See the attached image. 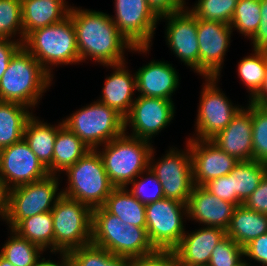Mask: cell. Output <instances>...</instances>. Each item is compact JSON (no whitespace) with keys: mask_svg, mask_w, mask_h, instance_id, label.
I'll use <instances>...</instances> for the list:
<instances>
[{"mask_svg":"<svg viewBox=\"0 0 267 266\" xmlns=\"http://www.w3.org/2000/svg\"><path fill=\"white\" fill-rule=\"evenodd\" d=\"M69 266H129V259L89 244L66 253Z\"/></svg>","mask_w":267,"mask_h":266,"instance_id":"obj_33","label":"cell"},{"mask_svg":"<svg viewBox=\"0 0 267 266\" xmlns=\"http://www.w3.org/2000/svg\"><path fill=\"white\" fill-rule=\"evenodd\" d=\"M115 15L111 16L120 33L134 47L152 46L159 18L146 0H114ZM158 22V23H157Z\"/></svg>","mask_w":267,"mask_h":266,"instance_id":"obj_13","label":"cell"},{"mask_svg":"<svg viewBox=\"0 0 267 266\" xmlns=\"http://www.w3.org/2000/svg\"><path fill=\"white\" fill-rule=\"evenodd\" d=\"M231 174H233L234 204L239 206L257 189L267 175V164L256 160L239 161Z\"/></svg>","mask_w":267,"mask_h":266,"instance_id":"obj_30","label":"cell"},{"mask_svg":"<svg viewBox=\"0 0 267 266\" xmlns=\"http://www.w3.org/2000/svg\"><path fill=\"white\" fill-rule=\"evenodd\" d=\"M219 79V77H205L206 83H203L195 122L197 137H191L193 139L210 140L224 130L242 108L240 105L233 106L225 93L220 91L217 87Z\"/></svg>","mask_w":267,"mask_h":266,"instance_id":"obj_11","label":"cell"},{"mask_svg":"<svg viewBox=\"0 0 267 266\" xmlns=\"http://www.w3.org/2000/svg\"><path fill=\"white\" fill-rule=\"evenodd\" d=\"M243 256L244 248L226 235L214 247L207 266H234Z\"/></svg>","mask_w":267,"mask_h":266,"instance_id":"obj_41","label":"cell"},{"mask_svg":"<svg viewBox=\"0 0 267 266\" xmlns=\"http://www.w3.org/2000/svg\"><path fill=\"white\" fill-rule=\"evenodd\" d=\"M59 177L49 174L45 178L14 187L7 191L6 223L13 229L21 220L40 213L51 212L62 196Z\"/></svg>","mask_w":267,"mask_h":266,"instance_id":"obj_8","label":"cell"},{"mask_svg":"<svg viewBox=\"0 0 267 266\" xmlns=\"http://www.w3.org/2000/svg\"><path fill=\"white\" fill-rule=\"evenodd\" d=\"M238 0H198L188 10L197 18L230 25Z\"/></svg>","mask_w":267,"mask_h":266,"instance_id":"obj_37","label":"cell"},{"mask_svg":"<svg viewBox=\"0 0 267 266\" xmlns=\"http://www.w3.org/2000/svg\"><path fill=\"white\" fill-rule=\"evenodd\" d=\"M178 264L174 250L156 249L150 254L129 259V266H177Z\"/></svg>","mask_w":267,"mask_h":266,"instance_id":"obj_42","label":"cell"},{"mask_svg":"<svg viewBox=\"0 0 267 266\" xmlns=\"http://www.w3.org/2000/svg\"><path fill=\"white\" fill-rule=\"evenodd\" d=\"M232 32L223 22L198 19L199 75L203 78L220 77Z\"/></svg>","mask_w":267,"mask_h":266,"instance_id":"obj_15","label":"cell"},{"mask_svg":"<svg viewBox=\"0 0 267 266\" xmlns=\"http://www.w3.org/2000/svg\"><path fill=\"white\" fill-rule=\"evenodd\" d=\"M103 207L126 224L146 228V205L134 197L127 187H115Z\"/></svg>","mask_w":267,"mask_h":266,"instance_id":"obj_27","label":"cell"},{"mask_svg":"<svg viewBox=\"0 0 267 266\" xmlns=\"http://www.w3.org/2000/svg\"><path fill=\"white\" fill-rule=\"evenodd\" d=\"M250 102L254 105L267 108V74L262 89Z\"/></svg>","mask_w":267,"mask_h":266,"instance_id":"obj_49","label":"cell"},{"mask_svg":"<svg viewBox=\"0 0 267 266\" xmlns=\"http://www.w3.org/2000/svg\"><path fill=\"white\" fill-rule=\"evenodd\" d=\"M125 223L103 206L92 209L91 244L120 257V242Z\"/></svg>","mask_w":267,"mask_h":266,"instance_id":"obj_25","label":"cell"},{"mask_svg":"<svg viewBox=\"0 0 267 266\" xmlns=\"http://www.w3.org/2000/svg\"><path fill=\"white\" fill-rule=\"evenodd\" d=\"M22 46L18 40L8 38H0V79L7 69L9 61L15 52Z\"/></svg>","mask_w":267,"mask_h":266,"instance_id":"obj_48","label":"cell"},{"mask_svg":"<svg viewBox=\"0 0 267 266\" xmlns=\"http://www.w3.org/2000/svg\"><path fill=\"white\" fill-rule=\"evenodd\" d=\"M69 16L75 28L81 62L90 58L102 66L120 64L126 62V49L144 54L151 48L134 47L120 33L111 16L104 12L72 6Z\"/></svg>","mask_w":267,"mask_h":266,"instance_id":"obj_1","label":"cell"},{"mask_svg":"<svg viewBox=\"0 0 267 266\" xmlns=\"http://www.w3.org/2000/svg\"><path fill=\"white\" fill-rule=\"evenodd\" d=\"M67 187L62 195L88 205L91 209L103 206L115 188L105 171L98 150L91 149L76 163L67 168Z\"/></svg>","mask_w":267,"mask_h":266,"instance_id":"obj_5","label":"cell"},{"mask_svg":"<svg viewBox=\"0 0 267 266\" xmlns=\"http://www.w3.org/2000/svg\"><path fill=\"white\" fill-rule=\"evenodd\" d=\"M203 187L218 198L234 204L233 174L212 179Z\"/></svg>","mask_w":267,"mask_h":266,"instance_id":"obj_43","label":"cell"},{"mask_svg":"<svg viewBox=\"0 0 267 266\" xmlns=\"http://www.w3.org/2000/svg\"><path fill=\"white\" fill-rule=\"evenodd\" d=\"M187 204L163 198L146 204V230L155 249L173 250L185 234Z\"/></svg>","mask_w":267,"mask_h":266,"instance_id":"obj_9","label":"cell"},{"mask_svg":"<svg viewBox=\"0 0 267 266\" xmlns=\"http://www.w3.org/2000/svg\"><path fill=\"white\" fill-rule=\"evenodd\" d=\"M120 242V257L131 259L154 252L146 228L125 223Z\"/></svg>","mask_w":267,"mask_h":266,"instance_id":"obj_36","label":"cell"},{"mask_svg":"<svg viewBox=\"0 0 267 266\" xmlns=\"http://www.w3.org/2000/svg\"><path fill=\"white\" fill-rule=\"evenodd\" d=\"M254 50L238 62V76L249 90L251 101L262 89L267 74V51Z\"/></svg>","mask_w":267,"mask_h":266,"instance_id":"obj_32","label":"cell"},{"mask_svg":"<svg viewBox=\"0 0 267 266\" xmlns=\"http://www.w3.org/2000/svg\"><path fill=\"white\" fill-rule=\"evenodd\" d=\"M39 120L33 114L27 119L23 138L28 143L32 152L48 169L49 174H52L55 139L58 129L63 125V121L58 126H54Z\"/></svg>","mask_w":267,"mask_h":266,"instance_id":"obj_24","label":"cell"},{"mask_svg":"<svg viewBox=\"0 0 267 266\" xmlns=\"http://www.w3.org/2000/svg\"><path fill=\"white\" fill-rule=\"evenodd\" d=\"M154 150L150 154L149 168L160 181L164 197L187 204L194 186L189 145L186 144L185 151L170 147L158 161L154 159Z\"/></svg>","mask_w":267,"mask_h":266,"instance_id":"obj_10","label":"cell"},{"mask_svg":"<svg viewBox=\"0 0 267 266\" xmlns=\"http://www.w3.org/2000/svg\"><path fill=\"white\" fill-rule=\"evenodd\" d=\"M161 19L168 22L165 31L168 47L180 61L191 67L190 69L194 72L199 73L198 19L187 7Z\"/></svg>","mask_w":267,"mask_h":266,"instance_id":"obj_16","label":"cell"},{"mask_svg":"<svg viewBox=\"0 0 267 266\" xmlns=\"http://www.w3.org/2000/svg\"><path fill=\"white\" fill-rule=\"evenodd\" d=\"M225 236L226 231L222 228L203 226L190 233L185 232L173 250L183 266H207L214 247Z\"/></svg>","mask_w":267,"mask_h":266,"instance_id":"obj_20","label":"cell"},{"mask_svg":"<svg viewBox=\"0 0 267 266\" xmlns=\"http://www.w3.org/2000/svg\"><path fill=\"white\" fill-rule=\"evenodd\" d=\"M236 205L218 198L203 186H193L188 203L187 218L226 231Z\"/></svg>","mask_w":267,"mask_h":266,"instance_id":"obj_19","label":"cell"},{"mask_svg":"<svg viewBox=\"0 0 267 266\" xmlns=\"http://www.w3.org/2000/svg\"><path fill=\"white\" fill-rule=\"evenodd\" d=\"M52 79L41 64L21 46L12 56L0 79V101L19 103L33 110L42 98V93L52 84Z\"/></svg>","mask_w":267,"mask_h":266,"instance_id":"obj_2","label":"cell"},{"mask_svg":"<svg viewBox=\"0 0 267 266\" xmlns=\"http://www.w3.org/2000/svg\"><path fill=\"white\" fill-rule=\"evenodd\" d=\"M0 266H14V265L0 254Z\"/></svg>","mask_w":267,"mask_h":266,"instance_id":"obj_52","label":"cell"},{"mask_svg":"<svg viewBox=\"0 0 267 266\" xmlns=\"http://www.w3.org/2000/svg\"><path fill=\"white\" fill-rule=\"evenodd\" d=\"M138 96L159 97L172 101V94L179 87V75L172 64L152 60L136 71Z\"/></svg>","mask_w":267,"mask_h":266,"instance_id":"obj_21","label":"cell"},{"mask_svg":"<svg viewBox=\"0 0 267 266\" xmlns=\"http://www.w3.org/2000/svg\"><path fill=\"white\" fill-rule=\"evenodd\" d=\"M22 46L41 64L53 78L52 67L79 64L76 32L70 16L59 23L30 32Z\"/></svg>","mask_w":267,"mask_h":266,"instance_id":"obj_3","label":"cell"},{"mask_svg":"<svg viewBox=\"0 0 267 266\" xmlns=\"http://www.w3.org/2000/svg\"><path fill=\"white\" fill-rule=\"evenodd\" d=\"M30 108L14 102L0 101V149L19 142L24 137Z\"/></svg>","mask_w":267,"mask_h":266,"instance_id":"obj_29","label":"cell"},{"mask_svg":"<svg viewBox=\"0 0 267 266\" xmlns=\"http://www.w3.org/2000/svg\"><path fill=\"white\" fill-rule=\"evenodd\" d=\"M267 233V214L250 210L243 204L236 206L226 235L244 248L258 236Z\"/></svg>","mask_w":267,"mask_h":266,"instance_id":"obj_26","label":"cell"},{"mask_svg":"<svg viewBox=\"0 0 267 266\" xmlns=\"http://www.w3.org/2000/svg\"><path fill=\"white\" fill-rule=\"evenodd\" d=\"M66 0H21L24 38L32 31L56 24L69 16Z\"/></svg>","mask_w":267,"mask_h":266,"instance_id":"obj_23","label":"cell"},{"mask_svg":"<svg viewBox=\"0 0 267 266\" xmlns=\"http://www.w3.org/2000/svg\"><path fill=\"white\" fill-rule=\"evenodd\" d=\"M126 63L106 65L111 67L113 72L106 77L102 96L98 101L110 108L115 109L124 118L129 114L132 104L135 101L134 92L137 90L136 74L132 75L126 69ZM115 70V71H114ZM134 98V99H133Z\"/></svg>","mask_w":267,"mask_h":266,"instance_id":"obj_22","label":"cell"},{"mask_svg":"<svg viewBox=\"0 0 267 266\" xmlns=\"http://www.w3.org/2000/svg\"><path fill=\"white\" fill-rule=\"evenodd\" d=\"M7 191L0 184V218L6 222Z\"/></svg>","mask_w":267,"mask_h":266,"instance_id":"obj_51","label":"cell"},{"mask_svg":"<svg viewBox=\"0 0 267 266\" xmlns=\"http://www.w3.org/2000/svg\"><path fill=\"white\" fill-rule=\"evenodd\" d=\"M244 257L267 266V233L258 236L244 247Z\"/></svg>","mask_w":267,"mask_h":266,"instance_id":"obj_44","label":"cell"},{"mask_svg":"<svg viewBox=\"0 0 267 266\" xmlns=\"http://www.w3.org/2000/svg\"><path fill=\"white\" fill-rule=\"evenodd\" d=\"M186 143L190 148L195 186H203L212 179L226 176L239 162L210 140L188 138Z\"/></svg>","mask_w":267,"mask_h":266,"instance_id":"obj_17","label":"cell"},{"mask_svg":"<svg viewBox=\"0 0 267 266\" xmlns=\"http://www.w3.org/2000/svg\"><path fill=\"white\" fill-rule=\"evenodd\" d=\"M48 175V169L32 152L24 138L0 149V184L6 191Z\"/></svg>","mask_w":267,"mask_h":266,"instance_id":"obj_12","label":"cell"},{"mask_svg":"<svg viewBox=\"0 0 267 266\" xmlns=\"http://www.w3.org/2000/svg\"><path fill=\"white\" fill-rule=\"evenodd\" d=\"M175 109L173 101L169 99L137 96L129 114L124 118L125 131L129 125L132 127L129 136L152 142V137L173 120Z\"/></svg>","mask_w":267,"mask_h":266,"instance_id":"obj_14","label":"cell"},{"mask_svg":"<svg viewBox=\"0 0 267 266\" xmlns=\"http://www.w3.org/2000/svg\"><path fill=\"white\" fill-rule=\"evenodd\" d=\"M125 132L102 145L100 154L105 171L114 187L126 188L138 176L149 168V159L153 146L151 142Z\"/></svg>","mask_w":267,"mask_h":266,"instance_id":"obj_4","label":"cell"},{"mask_svg":"<svg viewBox=\"0 0 267 266\" xmlns=\"http://www.w3.org/2000/svg\"><path fill=\"white\" fill-rule=\"evenodd\" d=\"M242 107L230 124L217 133L210 141L238 161L253 160L252 103Z\"/></svg>","mask_w":267,"mask_h":266,"instance_id":"obj_18","label":"cell"},{"mask_svg":"<svg viewBox=\"0 0 267 266\" xmlns=\"http://www.w3.org/2000/svg\"><path fill=\"white\" fill-rule=\"evenodd\" d=\"M20 237L28 239L44 251L54 252V229L51 212L24 218L13 229Z\"/></svg>","mask_w":267,"mask_h":266,"instance_id":"obj_31","label":"cell"},{"mask_svg":"<svg viewBox=\"0 0 267 266\" xmlns=\"http://www.w3.org/2000/svg\"><path fill=\"white\" fill-rule=\"evenodd\" d=\"M260 8V25L257 32L250 40L255 50L267 51V0H260Z\"/></svg>","mask_w":267,"mask_h":266,"instance_id":"obj_47","label":"cell"},{"mask_svg":"<svg viewBox=\"0 0 267 266\" xmlns=\"http://www.w3.org/2000/svg\"><path fill=\"white\" fill-rule=\"evenodd\" d=\"M62 121L93 150L125 133L124 117L100 101L78 109Z\"/></svg>","mask_w":267,"mask_h":266,"instance_id":"obj_6","label":"cell"},{"mask_svg":"<svg viewBox=\"0 0 267 266\" xmlns=\"http://www.w3.org/2000/svg\"><path fill=\"white\" fill-rule=\"evenodd\" d=\"M91 149L64 124L58 129L53 152L52 174L63 173ZM62 171V172H61Z\"/></svg>","mask_w":267,"mask_h":266,"instance_id":"obj_28","label":"cell"},{"mask_svg":"<svg viewBox=\"0 0 267 266\" xmlns=\"http://www.w3.org/2000/svg\"><path fill=\"white\" fill-rule=\"evenodd\" d=\"M253 160L267 164V108L252 104Z\"/></svg>","mask_w":267,"mask_h":266,"instance_id":"obj_39","label":"cell"},{"mask_svg":"<svg viewBox=\"0 0 267 266\" xmlns=\"http://www.w3.org/2000/svg\"><path fill=\"white\" fill-rule=\"evenodd\" d=\"M260 21V0H238L230 22L232 29L239 30V33L251 39L257 32Z\"/></svg>","mask_w":267,"mask_h":266,"instance_id":"obj_35","label":"cell"},{"mask_svg":"<svg viewBox=\"0 0 267 266\" xmlns=\"http://www.w3.org/2000/svg\"><path fill=\"white\" fill-rule=\"evenodd\" d=\"M245 207L258 213L267 214V175L257 189L243 203Z\"/></svg>","mask_w":267,"mask_h":266,"instance_id":"obj_45","label":"cell"},{"mask_svg":"<svg viewBox=\"0 0 267 266\" xmlns=\"http://www.w3.org/2000/svg\"><path fill=\"white\" fill-rule=\"evenodd\" d=\"M11 237L3 245L0 254L14 266H35L44 250L10 229Z\"/></svg>","mask_w":267,"mask_h":266,"instance_id":"obj_34","label":"cell"},{"mask_svg":"<svg viewBox=\"0 0 267 266\" xmlns=\"http://www.w3.org/2000/svg\"><path fill=\"white\" fill-rule=\"evenodd\" d=\"M59 254L61 255V261H59L61 263H55L54 261L52 262L50 259L45 260V258L43 257L41 261L39 260L35 266H69L66 253L59 252Z\"/></svg>","mask_w":267,"mask_h":266,"instance_id":"obj_50","label":"cell"},{"mask_svg":"<svg viewBox=\"0 0 267 266\" xmlns=\"http://www.w3.org/2000/svg\"><path fill=\"white\" fill-rule=\"evenodd\" d=\"M244 258L245 257H243V259L237 262L234 266H252L250 262H247V260H245Z\"/></svg>","mask_w":267,"mask_h":266,"instance_id":"obj_53","label":"cell"},{"mask_svg":"<svg viewBox=\"0 0 267 266\" xmlns=\"http://www.w3.org/2000/svg\"><path fill=\"white\" fill-rule=\"evenodd\" d=\"M51 214L55 255L91 244L92 209L88 205L62 195Z\"/></svg>","mask_w":267,"mask_h":266,"instance_id":"obj_7","label":"cell"},{"mask_svg":"<svg viewBox=\"0 0 267 266\" xmlns=\"http://www.w3.org/2000/svg\"><path fill=\"white\" fill-rule=\"evenodd\" d=\"M150 9L160 19L173 13H177L186 8L183 0H146Z\"/></svg>","mask_w":267,"mask_h":266,"instance_id":"obj_46","label":"cell"},{"mask_svg":"<svg viewBox=\"0 0 267 266\" xmlns=\"http://www.w3.org/2000/svg\"><path fill=\"white\" fill-rule=\"evenodd\" d=\"M17 39L23 44L24 31L22 26L21 0H0V38Z\"/></svg>","mask_w":267,"mask_h":266,"instance_id":"obj_38","label":"cell"},{"mask_svg":"<svg viewBox=\"0 0 267 266\" xmlns=\"http://www.w3.org/2000/svg\"><path fill=\"white\" fill-rule=\"evenodd\" d=\"M144 173L147 175L143 176ZM140 179H134L129 185H132L131 189L128 187V191L136 197L141 203L149 204L164 197L162 186L156 175L148 168L145 172H142L139 176ZM138 181V182H137ZM152 186V187H151ZM151 187V188H149Z\"/></svg>","mask_w":267,"mask_h":266,"instance_id":"obj_40","label":"cell"}]
</instances>
